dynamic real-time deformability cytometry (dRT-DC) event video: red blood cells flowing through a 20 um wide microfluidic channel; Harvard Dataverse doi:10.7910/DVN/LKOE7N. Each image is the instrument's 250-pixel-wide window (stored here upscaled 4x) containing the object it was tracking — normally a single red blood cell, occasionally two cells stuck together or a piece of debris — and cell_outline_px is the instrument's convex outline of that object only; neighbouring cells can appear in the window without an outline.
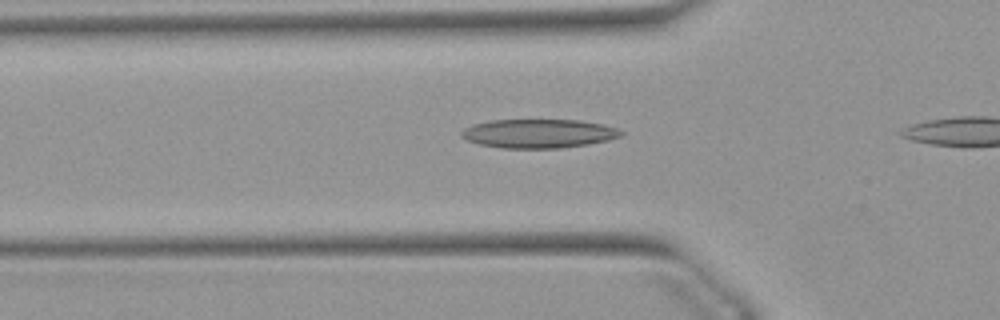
{"species": "Egyptian fruit bat (a non-hibernating species)", "species_latin": "Rousettus aegyptiacus", "temperature_condition": "warm", "stored_images_in_passage": 30, "camera_frame_rate_fps": 3000, "um_per_image_px": 0.085, "animal": {"sex": "female"}, "frame": {"image": 1, "passage_image": 6, "time_ms": 1.667, "image_size_px": [1000, 320], "cell_outline_px": [[624, 136], [608, 140], [588, 144], [560, 148], [500, 148], [480, 144], [468, 140], [460, 136], [460, 132], [464, 128], [472, 124], [488, 120], [580, 120], [604, 124], [616, 128], [624, 132]], "centroid_in_image_um": [45.79, 11.34], "position_along_channel_um": 80.0, "area_um2": 27.05}}
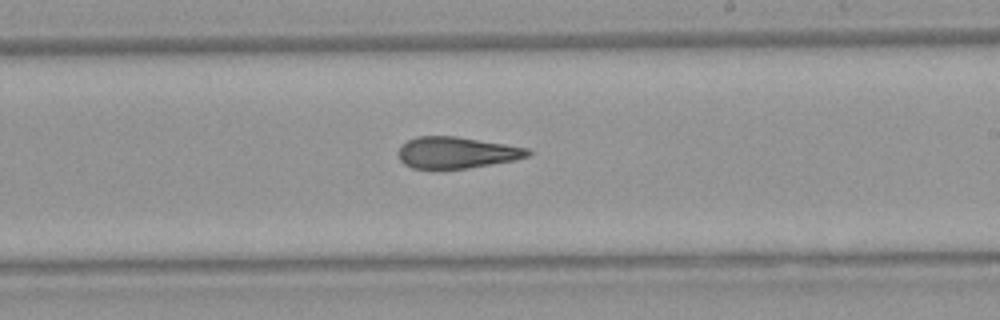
{"frame": {"image": 2, "passage_image": 19, "time_ms": 6.0, "image_size_px": [1000, 320], "cell_outline_px": [[532, 152], [528, 156], [512, 160], [468, 168], [412, 168], [404, 164], [400, 160], [400, 144], [416, 136], [456, 136], [528, 148]], "centroid_in_image_um": [38.78, 12.96], "position_along_channel_um": 250.2, "area_um2": 23.41}}
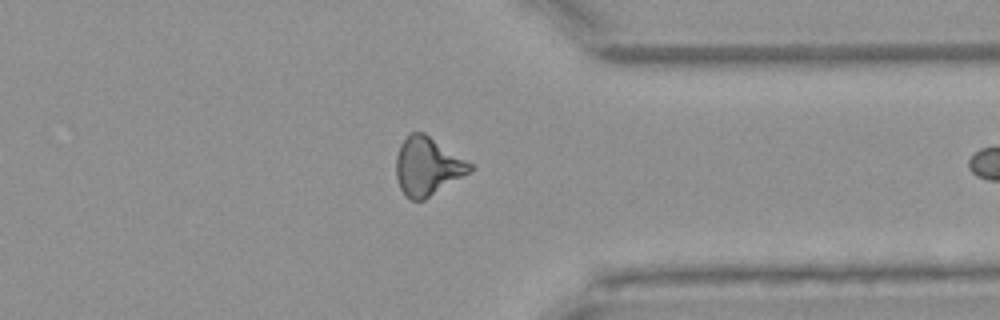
{"frame": {"image": 3, "passage_image": 29, "time_ms": 9.333, "image_size_px": [1000, 320], "cell_outline_px": [[476, 168], [424, 200], [412, 200], [404, 196], [400, 188], [396, 176], [396, 156], [400, 144], [412, 132], [424, 132], [476, 164]], "centroid_in_image_um": [36.37, 14.13], "position_along_channel_um": 375.0, "area_um2": 25.37}}